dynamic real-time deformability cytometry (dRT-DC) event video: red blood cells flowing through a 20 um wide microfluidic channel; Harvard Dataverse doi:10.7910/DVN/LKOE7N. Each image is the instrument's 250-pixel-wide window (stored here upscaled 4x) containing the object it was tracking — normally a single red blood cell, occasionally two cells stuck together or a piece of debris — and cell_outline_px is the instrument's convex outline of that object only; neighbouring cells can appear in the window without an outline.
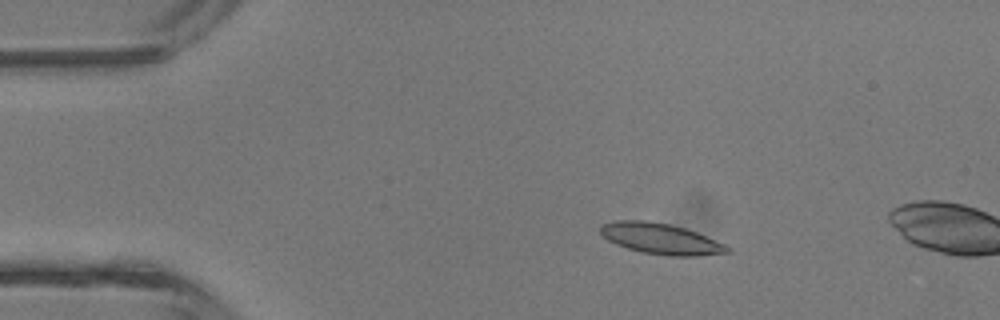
{"species": "common noctule bat (a hibernating species)", "species_latin": "Nyctalus noctula", "temperature_condition": "room temperature", "stored_images_in_passage": 4, "camera_frame_rate_fps": 3000, "um_per_image_px": 0.085, "animal": {"sex": "male", "body_mass_g": 13.3}, "frame": {"image": 1, "passage_image": 3, "time_ms": 2.333, "image_size_px": [1000, 320], "cell_outline_px": [[732, 252], [700, 256], [668, 256], [640, 252], [616, 244], [608, 240], [600, 232], [600, 224], [616, 220], [644, 220], [668, 224], [684, 228], [696, 232], [724, 244], [732, 248]], "centroid_in_image_um": [56.17, 20.3], "position_along_channel_um": 28.8, "area_um2": 22.83}}